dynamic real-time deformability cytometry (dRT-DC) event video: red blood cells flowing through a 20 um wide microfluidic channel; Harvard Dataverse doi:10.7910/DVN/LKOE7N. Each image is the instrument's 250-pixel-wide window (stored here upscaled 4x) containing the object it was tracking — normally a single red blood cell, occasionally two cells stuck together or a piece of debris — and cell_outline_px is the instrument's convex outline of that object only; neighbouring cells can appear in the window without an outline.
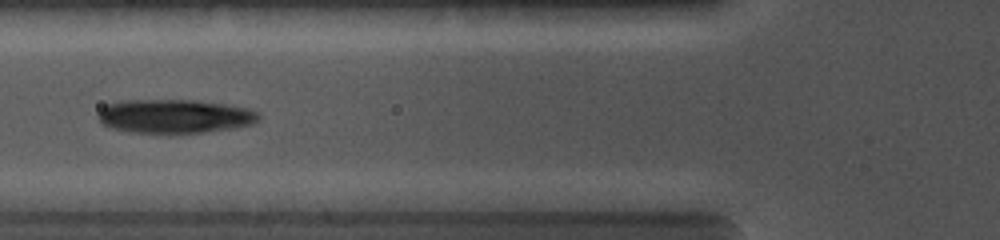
{"species": "common noctule bat (a hibernating species)", "species_latin": "Nyctalus noctula", "temperature_condition": "cold", "stored_images_in_passage": 32, "camera_frame_rate_fps": 5000, "um_per_image_px": 0.085, "animal": {"sex": "female", "body_mass_g": 19.0, "forearm_length_mm": 56.7}, "frame": {"image": 1, "passage_image": 4, "time_ms": 1.0, "image_size_px": [1000, 240], "cell_outline_px": [[260, 116], [252, 124], [236, 128], [200, 132], [128, 132], [112, 128], [104, 124], [96, 116], [100, 108], [108, 104], [120, 100], [192, 100], [224, 104], [248, 108], [256, 112]], "centroid_in_image_um": [14.8, 9.87], "position_along_channel_um": 111.0, "area_um2": 31.39}}
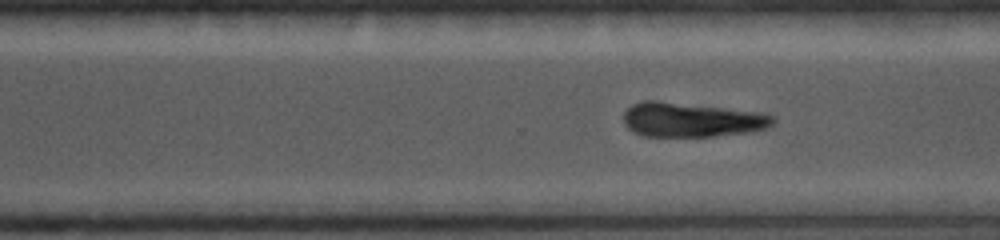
{"frame": {"image": 2, "passage_image": 18, "time_ms": 5.4, "image_size_px": [1000, 240], "cell_outline_px": [[776, 120], [768, 128], [752, 132], [712, 136], [644, 136], [628, 128], [624, 124], [624, 112], [632, 104], [644, 100], [656, 100], [760, 112], [772, 116]], "centroid_in_image_um": [58.79, 10.18], "position_along_channel_um": 311.8, "area_um2": 29.94}}
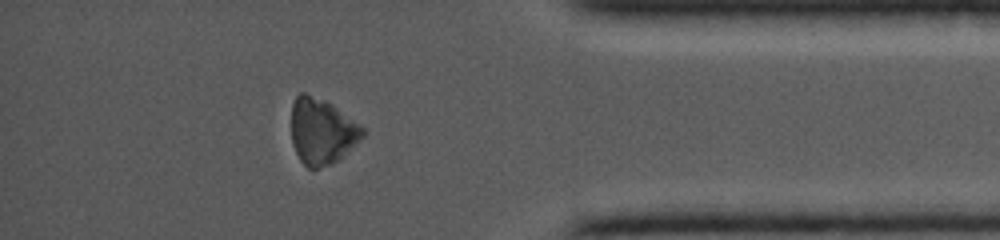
{"frame": {"image": 3, "passage_image": 26, "time_ms": 7.8, "image_size_px": [1000, 240], "cell_outline_px": [[364, 136], [340, 160], [332, 164], [316, 168], [308, 168], [300, 160], [292, 144], [292, 104], [296, 96], [300, 92], [304, 92], [324, 100], [332, 104], [364, 128]], "centroid_in_image_um": [27.36, 11.17], "position_along_channel_um": 407.8, "area_um2": 27.34}}